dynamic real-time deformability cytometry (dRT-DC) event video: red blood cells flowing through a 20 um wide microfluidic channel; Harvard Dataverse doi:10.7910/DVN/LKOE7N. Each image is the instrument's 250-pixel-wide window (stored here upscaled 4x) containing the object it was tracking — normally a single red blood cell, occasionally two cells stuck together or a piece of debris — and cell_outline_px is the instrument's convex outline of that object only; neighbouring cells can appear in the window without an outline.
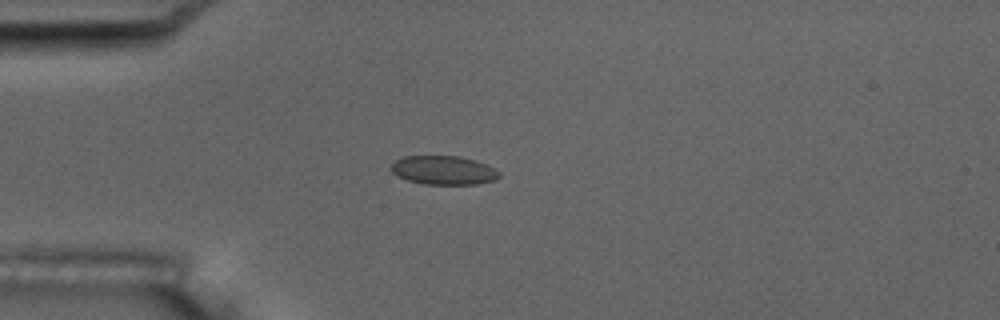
{"species": "common noctule bat (a hibernating species)", "species_latin": "Nyctalus noctula", "temperature_condition": "room temperature", "stored_images_in_passage": 6, "camera_frame_rate_fps": 3000, "um_per_image_px": 0.085, "animal": {"sex": "male", "body_mass_g": 17.5, "forearm_length_mm": 52.3}, "frame": {"image": 1, "passage_image": 5, "time_ms": 4.667, "image_size_px": [1000, 320], "cell_outline_px": [[500, 176], [496, 180], [476, 184], [424, 184], [408, 180], [396, 176], [388, 168], [396, 160], [404, 156], [460, 156], [476, 160], [500, 172]], "centroid_in_image_um": [37.68, 14.47], "position_along_channel_um": 47.3, "area_um2": 18.21}}